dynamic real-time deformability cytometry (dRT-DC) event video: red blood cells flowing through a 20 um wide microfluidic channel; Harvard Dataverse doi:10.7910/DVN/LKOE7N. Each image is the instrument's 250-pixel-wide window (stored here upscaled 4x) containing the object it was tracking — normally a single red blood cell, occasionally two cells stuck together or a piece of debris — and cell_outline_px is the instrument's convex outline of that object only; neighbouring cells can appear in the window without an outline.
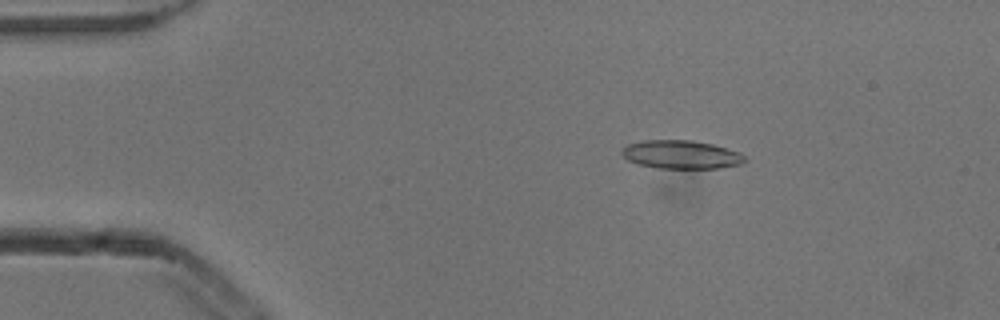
{"species": "common noctule bat (a hibernating species)", "species_latin": "Nyctalus noctula", "temperature_condition": "cold", "stored_images_in_passage": 5, "camera_frame_rate_fps": 3000, "um_per_image_px": 0.085, "animal": {"sex": "male", "body_mass_g": 13.3}, "frame": {"image": 1, "passage_image": 3, "time_ms": 0.667, "image_size_px": [1000, 320], "cell_outline_px": [[748, 160], [740, 164], [720, 168], [656, 168], [636, 164], [628, 160], [620, 152], [628, 144], [644, 140], [692, 140], [712, 144], [740, 152]], "centroid_in_image_um": [57.9, 13.14], "position_along_channel_um": 27.1, "area_um2": 20.4}}